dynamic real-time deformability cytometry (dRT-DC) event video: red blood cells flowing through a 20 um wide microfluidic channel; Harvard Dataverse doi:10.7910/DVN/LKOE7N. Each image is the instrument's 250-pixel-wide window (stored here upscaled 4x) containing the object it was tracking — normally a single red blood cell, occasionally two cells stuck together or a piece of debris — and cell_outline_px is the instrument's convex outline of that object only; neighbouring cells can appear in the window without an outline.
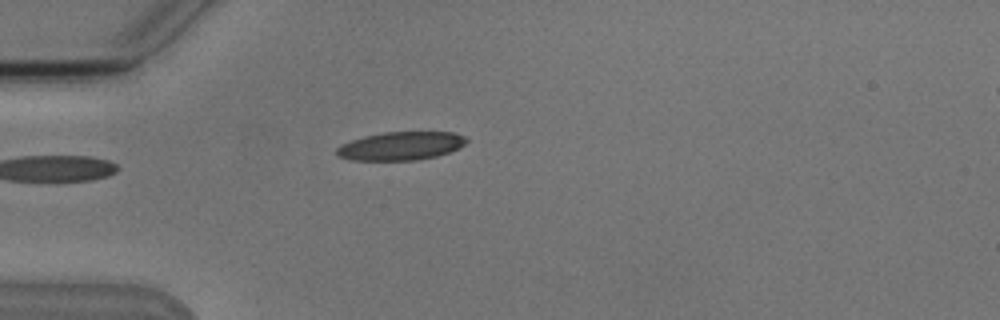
{"species": "Egyptian fruit bat (a non-hibernating species)", "species_latin": "Rousettus aegyptiacus", "temperature_condition": "cold", "stored_images_in_passage": 5, "camera_frame_rate_fps": 3000, "um_per_image_px": 0.085, "animal": {"sex": "male"}, "frame": {"image": 1, "passage_image": 5, "time_ms": 4.667, "image_size_px": [1000, 320], "cell_outline_px": [[468, 140], [460, 148], [436, 156], [416, 160], [348, 160], [336, 156], [336, 148], [352, 140], [364, 136], [384, 132], [452, 132], [464, 136]], "centroid_in_image_um": [34.06, 12.41], "position_along_channel_um": 50.9, "area_um2": 21.39}}